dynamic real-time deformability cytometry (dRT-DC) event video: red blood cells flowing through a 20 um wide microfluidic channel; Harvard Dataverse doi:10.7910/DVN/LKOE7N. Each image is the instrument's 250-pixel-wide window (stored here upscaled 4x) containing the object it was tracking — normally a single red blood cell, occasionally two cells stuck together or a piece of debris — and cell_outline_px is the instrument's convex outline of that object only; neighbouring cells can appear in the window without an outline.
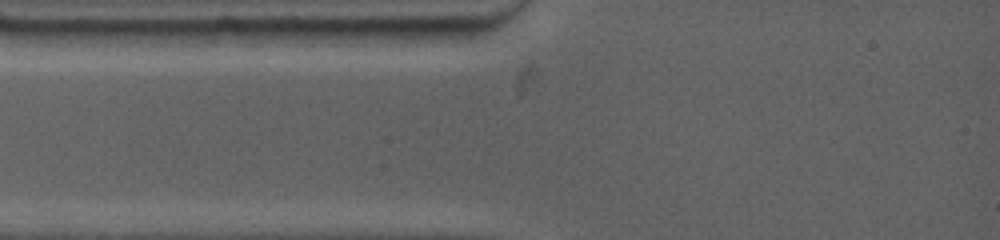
{"species": "common noctule bat (a hibernating species)", "species_latin": "Nyctalus noctula", "temperature_condition": "warm", "stored_images_in_passage": 2, "camera_frame_rate_fps": 4500, "um_per_image_px": 0.085, "animal": {"sex": "female", "body_mass_g": 19.0, "forearm_length_mm": 53.3}, "frame": {"image": 1, "passage_image": 1, "time_ms": 0.0, "image_size_px": [1000, 240], "cell_outline_px": [[472, 36], [452, 44], [332, 44], [328, 28], [472, 28]], "centroid_in_image_um": [33.89, 3.04], "position_along_channel_um": 51.1, "area_um2": 15.84}}